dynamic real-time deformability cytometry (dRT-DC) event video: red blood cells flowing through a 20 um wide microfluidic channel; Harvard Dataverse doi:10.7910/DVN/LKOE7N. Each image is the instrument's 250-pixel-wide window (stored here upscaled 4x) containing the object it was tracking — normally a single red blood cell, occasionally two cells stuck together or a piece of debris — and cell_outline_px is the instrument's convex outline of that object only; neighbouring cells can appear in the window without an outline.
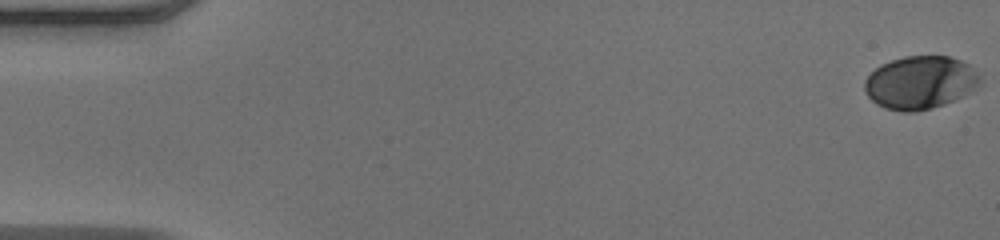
{"species": "human", "species_latin": "Homo sapiens", "temperature_condition": "warm", "stored_images_in_passage": 51, "camera_frame_rate_fps": 3000, "um_per_image_px": 0.085, "donor": {"sex": "male"}, "frame": {"image": 1, "passage_image": 1, "time_ms": 0.0, "image_size_px": [1000, 240], "cell_outline_px": [[980, 80], [968, 92], [944, 104], [932, 108], [916, 112], [900, 112], [884, 108], [876, 104], [868, 96], [864, 88], [864, 80], [880, 64], [904, 56], [948, 56], [960, 60], [968, 64], [980, 76]], "centroid_in_image_um": [78.15, 7.02], "position_along_channel_um": 6.8, "area_um2": 35.37}}
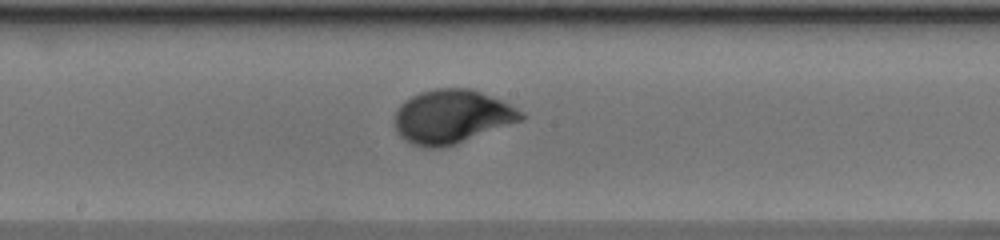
{"frame": {"image": 2, "passage_image": 28, "time_ms": 9.0, "image_size_px": [1000, 240], "cell_outline_px": [[524, 120], [456, 144], [440, 148], [424, 148], [412, 144], [404, 140], [396, 132], [392, 124], [396, 112], [400, 104], [404, 100], [420, 92], [436, 88], [468, 88], [480, 92], [500, 100], [524, 112]], "centroid_in_image_um": [38.37, 9.93], "position_along_channel_um": 209.8, "area_um2": 39.88}}
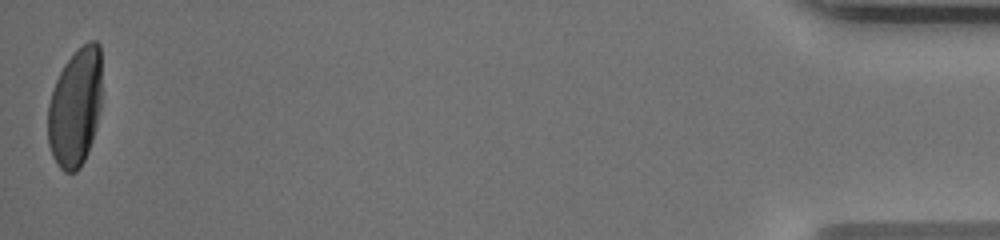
{"frame": {"image": 3, "passage_image": 51, "time_ms": 16.667, "image_size_px": [1000, 240], "cell_outline_px": [[100, 108], [96, 128], [88, 152], [80, 168], [76, 172], [64, 172], [60, 168], [52, 156], [48, 144], [48, 104], [56, 80], [64, 64], [88, 40], [96, 40], [100, 44]], "centroid_in_image_um": [6.39, 9.16], "position_along_channel_um": 428.8, "area_um2": 37.17}, "authors_computed_cell_mechanics": {"area_um2": 37.57, "velocity_mm_per_s": 4.0737, "shape_relaxation_time_tau1_ms": 2.957, "shape_relaxation_time_tau2_ms": null, "deformation_change_tau1": 0.1861, "deformation_change_tau2": null}}